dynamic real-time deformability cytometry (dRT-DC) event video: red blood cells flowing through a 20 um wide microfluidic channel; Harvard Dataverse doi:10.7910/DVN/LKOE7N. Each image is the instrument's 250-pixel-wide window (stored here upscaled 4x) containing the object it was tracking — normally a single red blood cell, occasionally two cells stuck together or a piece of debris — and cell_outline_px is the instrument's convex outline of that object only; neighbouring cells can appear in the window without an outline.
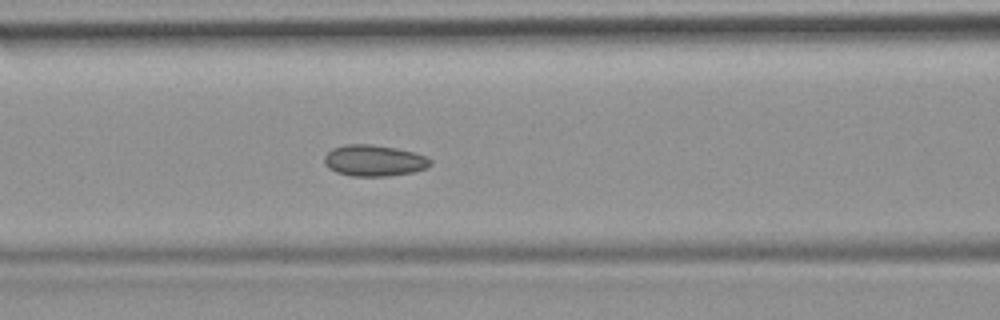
{"species": "common noctule bat (a hibernating species)", "species_latin": "Nyctalus noctula", "temperature_condition": "room temperature", "stored_images_in_passage": 53, "camera_frame_rate_fps": 3000, "um_per_image_px": 0.085, "animal": {"sex": "female", "body_mass_g": 19.9}, "frame": {"image": 1, "passage_image": 23, "time_ms": 7.333, "image_size_px": [1000, 320], "cell_outline_px": [[432, 164], [428, 168], [412, 172], [388, 176], [352, 176], [336, 172], [328, 168], [324, 164], [324, 156], [332, 148], [348, 144], [368, 144], [396, 148], [428, 156], [432, 160]], "centroid_in_image_um": [31.81, 13.65], "position_along_channel_um": 134.8, "area_um2": 19.42}, "authors_computed_cell_mechanics": {"area_um2": 19.3052, "velocity_mm_per_s": 3.8725, "shape_relaxation_time_tau1_ms": null, "shape_relaxation_time_tau2_ms": 2.6048, "deformation_change_tau1": null, "deformation_change_tau2": 0.0611}}